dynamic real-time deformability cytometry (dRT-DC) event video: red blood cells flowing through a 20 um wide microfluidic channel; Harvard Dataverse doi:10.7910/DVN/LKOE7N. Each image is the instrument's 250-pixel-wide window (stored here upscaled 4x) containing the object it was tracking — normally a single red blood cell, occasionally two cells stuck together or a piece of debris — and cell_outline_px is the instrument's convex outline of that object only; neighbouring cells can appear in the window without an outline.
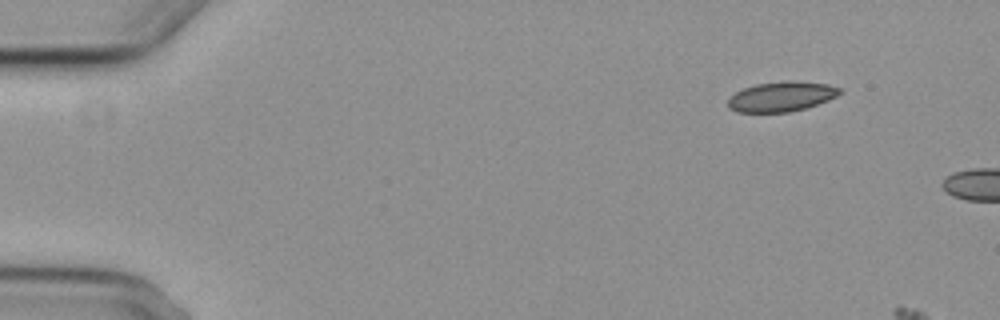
{"species": "common noctule bat (a hibernating species)", "species_latin": "Nyctalus noctula", "temperature_condition": "cold", "stored_images_in_passage": 4, "camera_frame_rate_fps": 3000, "um_per_image_px": 0.085, "animal": {"sex": "female", "body_mass_g": 29.2, "forearm_length_mm": 56.3}, "frame": {"image": 1, "passage_image": 4, "time_ms": 4.333, "image_size_px": [1000, 320], "cell_outline_px": [[844, 92], [828, 100], [804, 108], [788, 112], [736, 112], [728, 108], [728, 100], [736, 92], [744, 88], [756, 84], [792, 80], [828, 84], [840, 88]], "centroid_in_image_um": [66.43, 8.2], "position_along_channel_um": 18.6, "area_um2": 19.36}}